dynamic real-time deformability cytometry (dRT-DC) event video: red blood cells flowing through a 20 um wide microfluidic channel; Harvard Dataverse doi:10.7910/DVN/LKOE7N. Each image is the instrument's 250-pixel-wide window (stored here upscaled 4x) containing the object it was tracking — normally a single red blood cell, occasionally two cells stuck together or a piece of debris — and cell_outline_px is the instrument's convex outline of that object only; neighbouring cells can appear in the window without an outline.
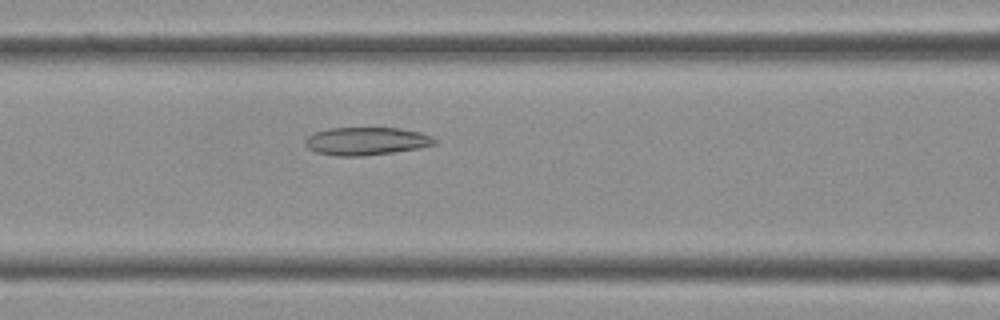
{"species": "Egyptian fruit bat (a non-hibernating species)", "species_latin": "Rousettus aegyptiacus", "temperature_condition": "cold", "stored_images_in_passage": 39, "camera_frame_rate_fps": 3000, "um_per_image_px": 0.085, "frame": {"image": 1, "passage_image": 16, "time_ms": 5.0, "image_size_px": [1000, 320], "cell_outline_px": [[440, 140], [436, 144], [420, 148], [364, 156], [336, 156], [316, 152], [308, 148], [304, 144], [304, 140], [308, 136], [316, 132], [332, 128], [400, 128], [420, 132], [432, 136]], "centroid_in_image_um": [31.17, 12.0], "position_along_channel_um": 135.4, "area_um2": 21.15}}
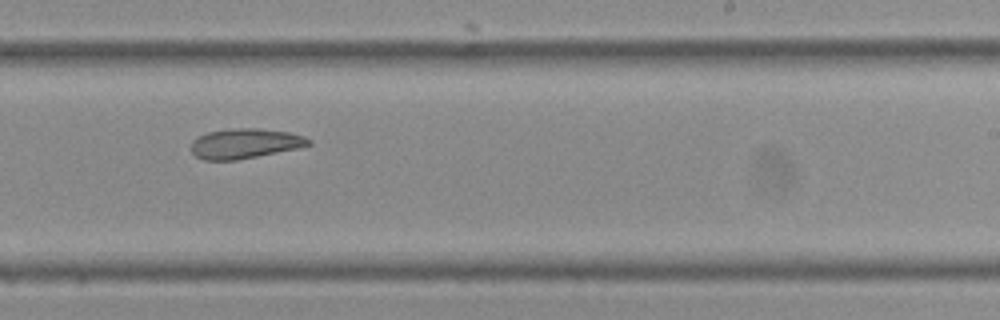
{"frame": {"image": 2, "passage_image": 24, "time_ms": 7.667, "image_size_px": [1000, 320], "cell_outline_px": [[312, 144], [296, 148], [236, 160], [204, 160], [196, 156], [192, 152], [192, 140], [208, 132], [232, 128], [260, 128], [288, 132], [304, 136], [312, 140]], "centroid_in_image_um": [20.82, 12.19], "position_along_channel_um": 268.2, "area_um2": 20.29}}
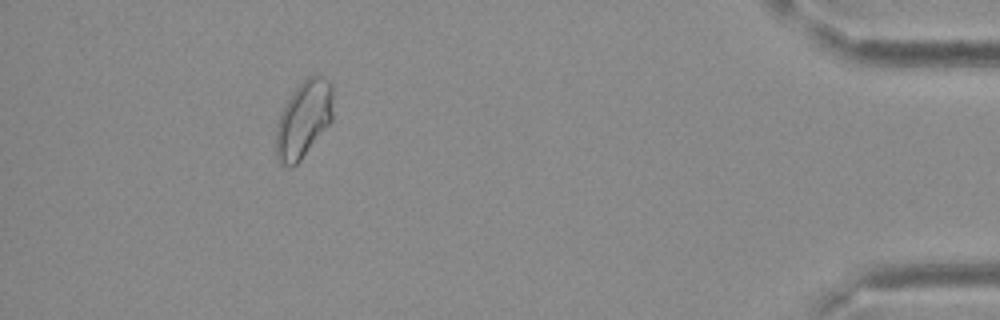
{"frame": {"image": 3, "passage_image": 36, "time_ms": 11.667, "image_size_px": [1000, 320], "cell_outline_px": [[332, 120], [300, 160], [292, 168], [288, 168], [280, 164], [276, 156], [276, 124], [280, 112], [292, 92], [312, 72], [316, 72], [324, 76], [332, 84]], "centroid_in_image_um": [25.79, 10.11], "position_along_channel_um": 409.4, "area_um2": 25.84}}